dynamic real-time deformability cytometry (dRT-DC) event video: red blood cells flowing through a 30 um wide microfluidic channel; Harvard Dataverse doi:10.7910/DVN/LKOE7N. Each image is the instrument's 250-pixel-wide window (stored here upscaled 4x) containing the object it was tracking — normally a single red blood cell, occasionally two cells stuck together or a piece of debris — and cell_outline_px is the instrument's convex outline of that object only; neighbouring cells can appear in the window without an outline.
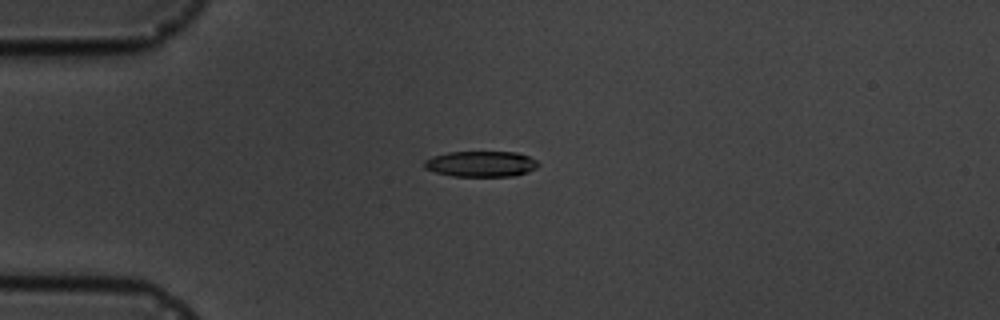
{"species": "common noctule bat (a hibernating species)", "species_latin": "Nyctalus noctula", "temperature_condition": "cold", "stored_images_in_passage": 6, "camera_frame_rate_fps": 3000, "um_per_image_px": 0.085, "animal": {"sex": "male", "body_mass_g": 19.5, "forearm_length_mm": 54.6}, "frame": {"image": 1, "passage_image": 4, "time_ms": 4.667, "image_size_px": [1000, 320], "cell_outline_px": [[540, 164], [536, 168], [528, 172], [512, 176], [452, 176], [436, 172], [424, 168], [424, 160], [432, 156], [448, 152], [516, 152], [528, 156], [536, 160]], "centroid_in_image_um": [40.88, 13.93], "position_along_channel_um": 44.1, "area_um2": 17.11}}
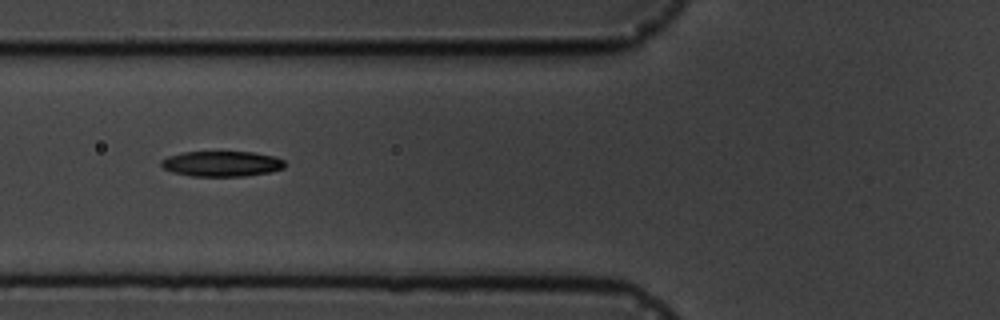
{"frame": {"image": 2, "passage_image": 6, "time_ms": 7.0, "image_size_px": [1000, 320], "cell_outline_px": [[284, 168], [268, 172], [244, 176], [192, 176], [172, 172], [164, 168], [160, 164], [160, 160], [168, 156], [184, 152], [252, 152], [272, 156], [284, 160]], "centroid_in_image_um": [18.81, 13.92], "position_along_channel_um": 107.0, "area_um2": 18.15}}